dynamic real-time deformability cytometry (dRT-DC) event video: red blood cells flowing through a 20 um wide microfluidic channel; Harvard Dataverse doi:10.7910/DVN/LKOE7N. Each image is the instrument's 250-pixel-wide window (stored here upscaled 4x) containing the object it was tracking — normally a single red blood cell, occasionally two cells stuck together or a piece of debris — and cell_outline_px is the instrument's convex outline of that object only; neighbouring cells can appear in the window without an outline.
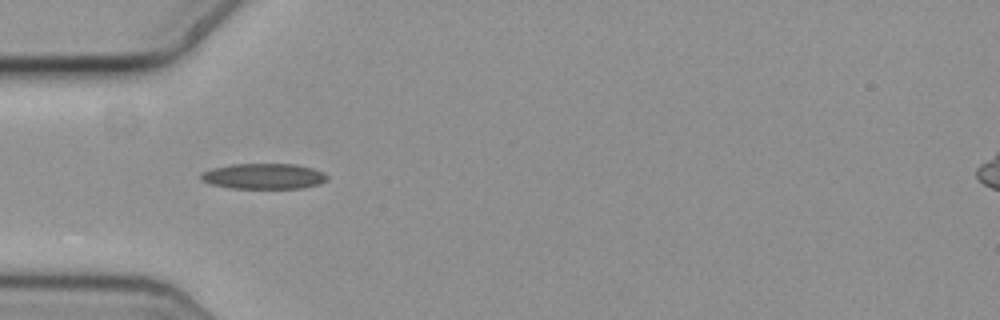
{"species": "common noctule bat (a hibernating species)", "species_latin": "Nyctalus noctula", "temperature_condition": "cold", "stored_images_in_passage": 43, "camera_frame_rate_fps": 3000, "um_per_image_px": 0.085, "animal": {"sex": "female", "body_mass_g": 19.3, "forearm_length_mm": 54.1}, "frame": {"image": 1, "passage_image": 4, "time_ms": 1.0, "image_size_px": [1000, 320], "cell_outline_px": [[328, 180], [320, 184], [304, 188], [228, 188], [212, 184], [200, 180], [200, 172], [212, 168], [232, 164], [296, 164], [312, 168], [324, 172], [328, 176]], "centroid_in_image_um": [22.42, 14.98], "position_along_channel_um": 62.6, "area_um2": 19.02}}
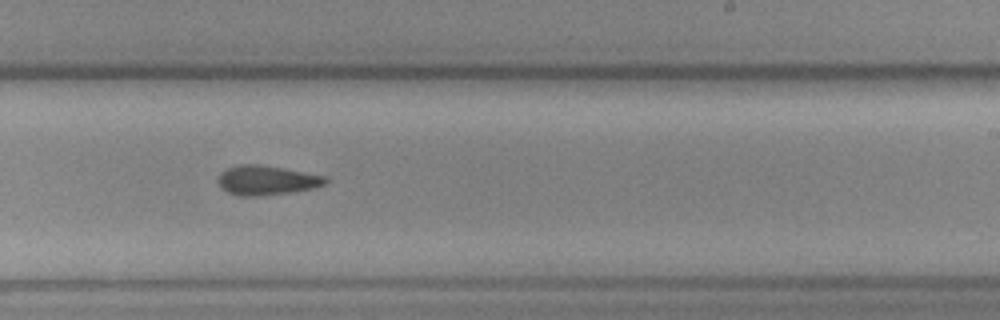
{"frame": {"image": 2, "passage_image": 21, "time_ms": 6.667, "image_size_px": [1000, 320], "cell_outline_px": [[328, 180], [324, 184], [312, 188], [292, 192], [260, 196], [240, 196], [228, 192], [220, 188], [220, 172], [228, 168], [240, 164], [260, 164], [328, 176]], "centroid_in_image_um": [22.68, 15.32], "position_along_channel_um": 266.3, "area_um2": 18.38}}
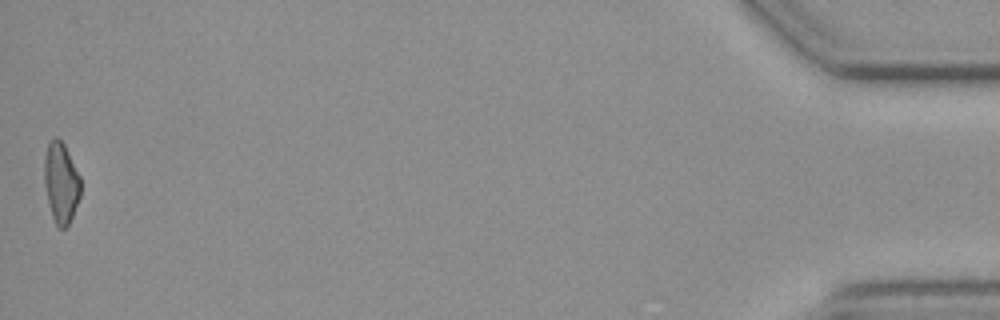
{"frame": {"image": 3, "passage_image": 43, "time_ms": 14.0, "image_size_px": [1000, 320], "cell_outline_px": [[80, 196], [72, 216], [68, 224], [64, 228], [60, 228], [56, 224], [52, 216], [44, 184], [44, 156], [48, 144], [56, 136], [64, 144], [80, 176]], "centroid_in_image_um": [5.18, 15.51], "position_along_channel_um": 430.0, "area_um2": 16.82}, "authors_computed_cell_mechanics": {"area_um2": 18.0336, "velocity_mm_per_s": 3.6204, "shape_relaxation_time_tau1_ms": null, "shape_relaxation_time_tau2_ms": 10.5786, "deformation_change_tau1": null, "deformation_change_tau2": 0.2363}}